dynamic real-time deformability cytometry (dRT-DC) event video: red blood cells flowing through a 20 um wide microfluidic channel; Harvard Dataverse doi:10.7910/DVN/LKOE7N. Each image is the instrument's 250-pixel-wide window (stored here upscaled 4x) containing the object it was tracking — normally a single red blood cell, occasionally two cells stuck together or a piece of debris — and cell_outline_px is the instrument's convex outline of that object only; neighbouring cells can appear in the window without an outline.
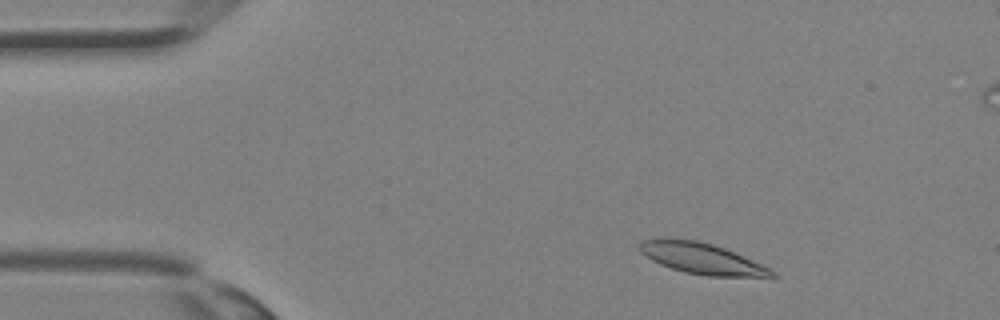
{"species": "Egyptian fruit bat (a non-hibernating species)", "species_latin": "Rousettus aegyptiacus", "temperature_condition": "room temperature", "stored_images_in_passage": 33, "segment_of_instrument_passage": [1, 2], "camera_frame_rate_fps": 3000, "um_per_image_px": 0.085, "animal": {"sex": "female"}, "frame": {"image": 1, "passage_image": 2, "time_ms": 0.333, "image_size_px": [1000, 320], "cell_outline_px": [[780, 276], [704, 276], [684, 272], [660, 264], [652, 260], [640, 252], [640, 244], [644, 240], [664, 236], [696, 240], [712, 244], [724, 248], [772, 268]], "centroid_in_image_um": [59.64, 21.95], "position_along_channel_um": 25.4, "area_um2": 24.04}}
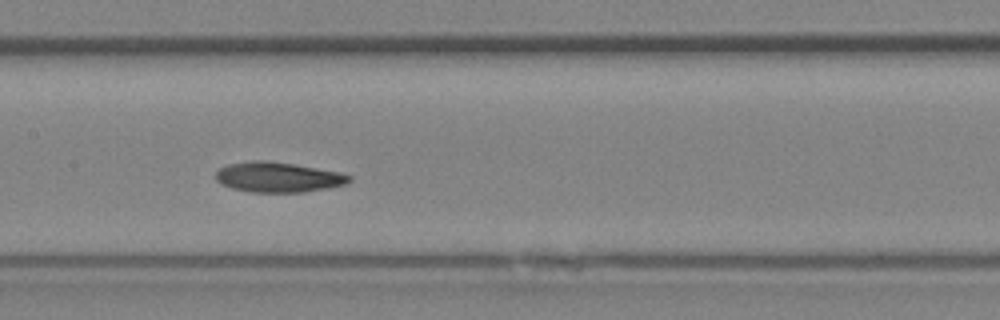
{"frame": {"image": 2, "passage_image": 14, "time_ms": 4.333, "image_size_px": [1000, 320], "cell_outline_px": [[352, 180], [344, 184], [328, 188], [304, 192], [252, 192], [232, 188], [220, 184], [216, 180], [216, 172], [220, 168], [228, 164], [252, 160], [268, 160], [340, 172], [352, 176]], "centroid_in_image_um": [23.62, 15.06], "position_along_channel_um": 183.8, "area_um2": 23.41}}
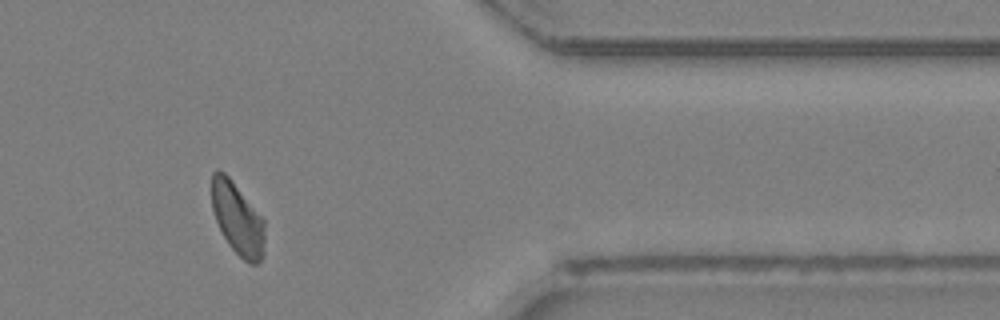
{"frame": {"image": 3, "passage_image": 26, "time_ms": 8.333, "image_size_px": [1000, 320], "cell_outline_px": [[264, 252], [260, 260], [256, 264], [248, 264], [228, 244], [216, 220], [212, 208], [212, 172], [216, 168], [224, 172], [232, 180], [264, 220]], "centroid_in_image_um": [20.18, 18.58], "position_along_channel_um": 391.2, "area_um2": 22.08}}